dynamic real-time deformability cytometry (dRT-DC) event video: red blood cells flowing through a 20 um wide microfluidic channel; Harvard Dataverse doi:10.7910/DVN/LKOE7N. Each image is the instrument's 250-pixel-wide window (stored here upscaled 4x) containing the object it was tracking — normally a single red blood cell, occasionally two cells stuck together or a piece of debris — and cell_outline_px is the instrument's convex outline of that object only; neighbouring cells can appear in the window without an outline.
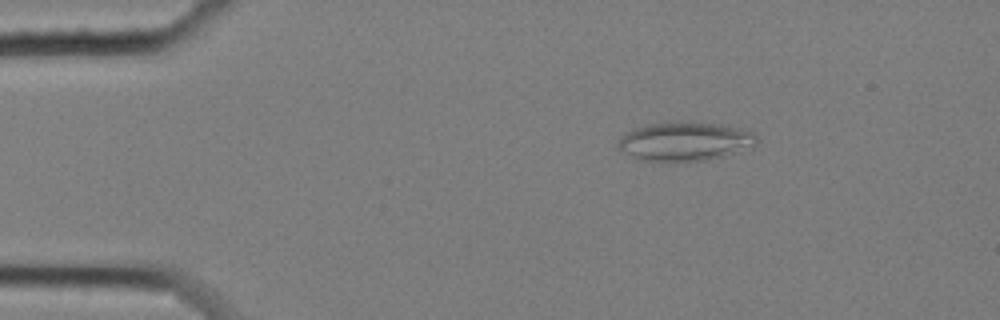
{"species": "common noctule bat (a hibernating species)", "species_latin": "Nyctalus noctula", "temperature_condition": "cold", "stored_images_in_passage": 53, "camera_frame_rate_fps": 3000, "um_per_image_px": 0.085, "animal": {"sex": "female", "body_mass_g": 25.1}, "frame": {"image": 1, "passage_image": 5, "time_ms": 1.333, "image_size_px": [1000, 320], "cell_outline_px": [[756, 144], [752, 148], [724, 156], [708, 160], [636, 160], [624, 152], [616, 144], [620, 136], [644, 124], [672, 120], [680, 120], [728, 124], [752, 132], [756, 136]], "centroid_in_image_um": [58.23, 11.97], "position_along_channel_um": 26.8, "area_um2": 31.96}}
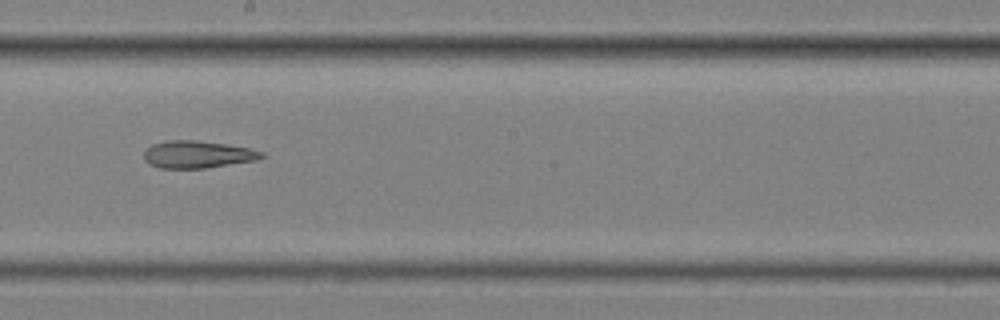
{"frame": {"image": 2, "passage_image": 28, "time_ms": 9.0, "image_size_px": [1000, 320], "cell_outline_px": [[264, 156], [256, 160], [208, 168], [160, 168], [148, 164], [144, 160], [144, 152], [152, 144], [168, 140], [196, 140], [252, 148], [264, 152]], "centroid_in_image_um": [16.79, 13.13], "position_along_channel_um": 231.4, "area_um2": 18.79}}
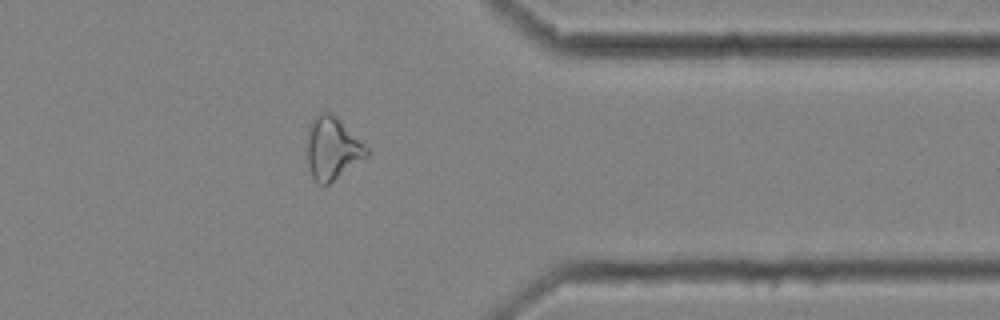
{"frame": {"image": 3, "passage_image": 42, "time_ms": 13.667, "image_size_px": [1000, 320], "cell_outline_px": [[372, 152], [368, 156], [328, 184], [316, 184], [312, 176], [308, 164], [304, 148], [308, 124], [320, 112], [328, 112], [336, 116]], "centroid_in_image_um": [28.2, 12.61], "position_along_channel_um": 383.2, "area_um2": 22.08}, "authors_computed_cell_mechanics": {"area_um2": 22.8888, "velocity_mm_per_s": 3.4739, "shape_relaxation_time_tau1_ms": null, "shape_relaxation_time_tau2_ms": 8.2687, "deformation_change_tau1": null, "deformation_change_tau2": 0.2095}}